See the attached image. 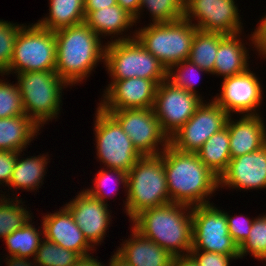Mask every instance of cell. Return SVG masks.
Wrapping results in <instances>:
<instances>
[{"instance_id":"6da1fadb","label":"cell","mask_w":266,"mask_h":266,"mask_svg":"<svg viewBox=\"0 0 266 266\" xmlns=\"http://www.w3.org/2000/svg\"><path fill=\"white\" fill-rule=\"evenodd\" d=\"M170 202L199 206L219 187L216 176L196 153L182 152L170 144L162 152Z\"/></svg>"},{"instance_id":"7a4b0ae2","label":"cell","mask_w":266,"mask_h":266,"mask_svg":"<svg viewBox=\"0 0 266 266\" xmlns=\"http://www.w3.org/2000/svg\"><path fill=\"white\" fill-rule=\"evenodd\" d=\"M55 37V72L68 85L82 82L97 62H105L106 45L85 22L56 30Z\"/></svg>"},{"instance_id":"3957f363","label":"cell","mask_w":266,"mask_h":266,"mask_svg":"<svg viewBox=\"0 0 266 266\" xmlns=\"http://www.w3.org/2000/svg\"><path fill=\"white\" fill-rule=\"evenodd\" d=\"M189 211L186 213L185 211ZM132 227L173 257L192 249V207L180 203L146 209L132 219ZM183 252V253H181Z\"/></svg>"},{"instance_id":"277c9868","label":"cell","mask_w":266,"mask_h":266,"mask_svg":"<svg viewBox=\"0 0 266 266\" xmlns=\"http://www.w3.org/2000/svg\"><path fill=\"white\" fill-rule=\"evenodd\" d=\"M125 212L132 220L146 209L170 203L162 153L141 156L127 173Z\"/></svg>"},{"instance_id":"5b68a950","label":"cell","mask_w":266,"mask_h":266,"mask_svg":"<svg viewBox=\"0 0 266 266\" xmlns=\"http://www.w3.org/2000/svg\"><path fill=\"white\" fill-rule=\"evenodd\" d=\"M133 37L108 41L105 66L113 80L144 78L160 84L167 79V69Z\"/></svg>"},{"instance_id":"8992f818","label":"cell","mask_w":266,"mask_h":266,"mask_svg":"<svg viewBox=\"0 0 266 266\" xmlns=\"http://www.w3.org/2000/svg\"><path fill=\"white\" fill-rule=\"evenodd\" d=\"M198 29L185 18L171 23H151L136 30L135 38L168 70L188 60Z\"/></svg>"},{"instance_id":"52a82bcc","label":"cell","mask_w":266,"mask_h":266,"mask_svg":"<svg viewBox=\"0 0 266 266\" xmlns=\"http://www.w3.org/2000/svg\"><path fill=\"white\" fill-rule=\"evenodd\" d=\"M17 80L24 112L29 118L39 127L48 119L57 118L62 103L61 91L68 84L55 70L18 73Z\"/></svg>"},{"instance_id":"ba28073f","label":"cell","mask_w":266,"mask_h":266,"mask_svg":"<svg viewBox=\"0 0 266 266\" xmlns=\"http://www.w3.org/2000/svg\"><path fill=\"white\" fill-rule=\"evenodd\" d=\"M56 69L55 31L37 23L23 26L15 40L13 58L6 75L13 72L47 71Z\"/></svg>"},{"instance_id":"9c48e42d","label":"cell","mask_w":266,"mask_h":266,"mask_svg":"<svg viewBox=\"0 0 266 266\" xmlns=\"http://www.w3.org/2000/svg\"><path fill=\"white\" fill-rule=\"evenodd\" d=\"M95 115L97 158L107 165V170L111 168L128 173L142 155L110 113L98 106Z\"/></svg>"},{"instance_id":"30bf717a","label":"cell","mask_w":266,"mask_h":266,"mask_svg":"<svg viewBox=\"0 0 266 266\" xmlns=\"http://www.w3.org/2000/svg\"><path fill=\"white\" fill-rule=\"evenodd\" d=\"M239 257V247L229 235L225 211L212 204L192 207V249Z\"/></svg>"},{"instance_id":"8fae6325","label":"cell","mask_w":266,"mask_h":266,"mask_svg":"<svg viewBox=\"0 0 266 266\" xmlns=\"http://www.w3.org/2000/svg\"><path fill=\"white\" fill-rule=\"evenodd\" d=\"M104 111L110 113L119 122L142 156L159 155L169 145V138L162 131L153 108ZM160 144L162 151H159Z\"/></svg>"},{"instance_id":"7c38bea8","label":"cell","mask_w":266,"mask_h":266,"mask_svg":"<svg viewBox=\"0 0 266 266\" xmlns=\"http://www.w3.org/2000/svg\"><path fill=\"white\" fill-rule=\"evenodd\" d=\"M229 114L214 100L201 103L189 120L169 138V144L182 152L196 153L215 133L226 127Z\"/></svg>"},{"instance_id":"4fadbf2b","label":"cell","mask_w":266,"mask_h":266,"mask_svg":"<svg viewBox=\"0 0 266 266\" xmlns=\"http://www.w3.org/2000/svg\"><path fill=\"white\" fill-rule=\"evenodd\" d=\"M202 97L176 87L167 79L157 85L153 110L162 131L170 138L195 113Z\"/></svg>"},{"instance_id":"5bb4252c","label":"cell","mask_w":266,"mask_h":266,"mask_svg":"<svg viewBox=\"0 0 266 266\" xmlns=\"http://www.w3.org/2000/svg\"><path fill=\"white\" fill-rule=\"evenodd\" d=\"M234 0H184V18L201 31L233 35L241 33L240 16Z\"/></svg>"},{"instance_id":"9a60e30c","label":"cell","mask_w":266,"mask_h":266,"mask_svg":"<svg viewBox=\"0 0 266 266\" xmlns=\"http://www.w3.org/2000/svg\"><path fill=\"white\" fill-rule=\"evenodd\" d=\"M249 68L238 75L223 78L221 95L214 101L230 116L231 113L257 115L256 108L261 105L263 91L260 81Z\"/></svg>"},{"instance_id":"2e32d148","label":"cell","mask_w":266,"mask_h":266,"mask_svg":"<svg viewBox=\"0 0 266 266\" xmlns=\"http://www.w3.org/2000/svg\"><path fill=\"white\" fill-rule=\"evenodd\" d=\"M99 107L103 110L153 108L157 83L144 78L111 80Z\"/></svg>"},{"instance_id":"e0dca14e","label":"cell","mask_w":266,"mask_h":266,"mask_svg":"<svg viewBox=\"0 0 266 266\" xmlns=\"http://www.w3.org/2000/svg\"><path fill=\"white\" fill-rule=\"evenodd\" d=\"M76 196L65 204V207L70 211L88 243L92 247L101 244L111 220L107 202H101L85 190Z\"/></svg>"},{"instance_id":"ac0fdd59","label":"cell","mask_w":266,"mask_h":266,"mask_svg":"<svg viewBox=\"0 0 266 266\" xmlns=\"http://www.w3.org/2000/svg\"><path fill=\"white\" fill-rule=\"evenodd\" d=\"M244 189L266 188V145L261 149L231 158L219 177V187Z\"/></svg>"},{"instance_id":"d6986e66","label":"cell","mask_w":266,"mask_h":266,"mask_svg":"<svg viewBox=\"0 0 266 266\" xmlns=\"http://www.w3.org/2000/svg\"><path fill=\"white\" fill-rule=\"evenodd\" d=\"M44 238L81 256L89 255L92 246L77 226L70 211L64 206L52 214L43 215Z\"/></svg>"},{"instance_id":"ffe728a7","label":"cell","mask_w":266,"mask_h":266,"mask_svg":"<svg viewBox=\"0 0 266 266\" xmlns=\"http://www.w3.org/2000/svg\"><path fill=\"white\" fill-rule=\"evenodd\" d=\"M226 127L229 131L231 158L255 152L266 145V128L259 114H245L237 122L229 116Z\"/></svg>"},{"instance_id":"44dd1931","label":"cell","mask_w":266,"mask_h":266,"mask_svg":"<svg viewBox=\"0 0 266 266\" xmlns=\"http://www.w3.org/2000/svg\"><path fill=\"white\" fill-rule=\"evenodd\" d=\"M131 228L132 238L123 242L116 251L121 258L130 266H171V254Z\"/></svg>"},{"instance_id":"7402d4cb","label":"cell","mask_w":266,"mask_h":266,"mask_svg":"<svg viewBox=\"0 0 266 266\" xmlns=\"http://www.w3.org/2000/svg\"><path fill=\"white\" fill-rule=\"evenodd\" d=\"M238 36L240 35H224L220 39L212 74L223 75L226 78L241 74L248 69L249 54Z\"/></svg>"},{"instance_id":"603a6c76","label":"cell","mask_w":266,"mask_h":266,"mask_svg":"<svg viewBox=\"0 0 266 266\" xmlns=\"http://www.w3.org/2000/svg\"><path fill=\"white\" fill-rule=\"evenodd\" d=\"M39 129L26 114L0 118V150L22 152Z\"/></svg>"},{"instance_id":"cb8c5ba5","label":"cell","mask_w":266,"mask_h":266,"mask_svg":"<svg viewBox=\"0 0 266 266\" xmlns=\"http://www.w3.org/2000/svg\"><path fill=\"white\" fill-rule=\"evenodd\" d=\"M84 12L85 23L98 36L119 35L135 23L134 17L118 4L109 8Z\"/></svg>"},{"instance_id":"d4e9b609","label":"cell","mask_w":266,"mask_h":266,"mask_svg":"<svg viewBox=\"0 0 266 266\" xmlns=\"http://www.w3.org/2000/svg\"><path fill=\"white\" fill-rule=\"evenodd\" d=\"M49 1V16L37 22L42 28L56 31L85 22L84 0Z\"/></svg>"},{"instance_id":"484cf974","label":"cell","mask_w":266,"mask_h":266,"mask_svg":"<svg viewBox=\"0 0 266 266\" xmlns=\"http://www.w3.org/2000/svg\"><path fill=\"white\" fill-rule=\"evenodd\" d=\"M228 128L213 134L196 152L203 164L220 177L231 160Z\"/></svg>"},{"instance_id":"4316f807","label":"cell","mask_w":266,"mask_h":266,"mask_svg":"<svg viewBox=\"0 0 266 266\" xmlns=\"http://www.w3.org/2000/svg\"><path fill=\"white\" fill-rule=\"evenodd\" d=\"M21 152H18L16 164L10 179L8 186L15 189L36 190V187L42 183L44 173H46L45 167L47 165V156H31L30 158L20 159Z\"/></svg>"},{"instance_id":"83f0119b","label":"cell","mask_w":266,"mask_h":266,"mask_svg":"<svg viewBox=\"0 0 266 266\" xmlns=\"http://www.w3.org/2000/svg\"><path fill=\"white\" fill-rule=\"evenodd\" d=\"M223 36L221 33L197 30L192 41L188 60L205 70V73L212 74L220 39Z\"/></svg>"},{"instance_id":"f1b7e54d","label":"cell","mask_w":266,"mask_h":266,"mask_svg":"<svg viewBox=\"0 0 266 266\" xmlns=\"http://www.w3.org/2000/svg\"><path fill=\"white\" fill-rule=\"evenodd\" d=\"M30 222L28 221L23 227L15 230L4 239L10 256L29 259L30 256L35 257L36 251L43 240L40 235L44 233V230L38 231Z\"/></svg>"},{"instance_id":"f546056e","label":"cell","mask_w":266,"mask_h":266,"mask_svg":"<svg viewBox=\"0 0 266 266\" xmlns=\"http://www.w3.org/2000/svg\"><path fill=\"white\" fill-rule=\"evenodd\" d=\"M4 197V198H2ZM9 199V200H8ZM0 198V238H6L15 230L23 227L31 219V214L24 208L22 200ZM16 202V203H15ZM22 203V205H20Z\"/></svg>"},{"instance_id":"4dcf8cb0","label":"cell","mask_w":266,"mask_h":266,"mask_svg":"<svg viewBox=\"0 0 266 266\" xmlns=\"http://www.w3.org/2000/svg\"><path fill=\"white\" fill-rule=\"evenodd\" d=\"M80 257L79 253L65 249L44 238L33 260L38 266H73Z\"/></svg>"},{"instance_id":"1f68e13d","label":"cell","mask_w":266,"mask_h":266,"mask_svg":"<svg viewBox=\"0 0 266 266\" xmlns=\"http://www.w3.org/2000/svg\"><path fill=\"white\" fill-rule=\"evenodd\" d=\"M146 7L153 23H171L184 18V0H141L140 11Z\"/></svg>"},{"instance_id":"d6a6232c","label":"cell","mask_w":266,"mask_h":266,"mask_svg":"<svg viewBox=\"0 0 266 266\" xmlns=\"http://www.w3.org/2000/svg\"><path fill=\"white\" fill-rule=\"evenodd\" d=\"M251 253L256 259H266V215L254 219L248 238L239 246V257Z\"/></svg>"},{"instance_id":"836d02e7","label":"cell","mask_w":266,"mask_h":266,"mask_svg":"<svg viewBox=\"0 0 266 266\" xmlns=\"http://www.w3.org/2000/svg\"><path fill=\"white\" fill-rule=\"evenodd\" d=\"M23 27L0 20V74L8 70L13 58L14 44L20 29Z\"/></svg>"},{"instance_id":"e575fe53","label":"cell","mask_w":266,"mask_h":266,"mask_svg":"<svg viewBox=\"0 0 266 266\" xmlns=\"http://www.w3.org/2000/svg\"><path fill=\"white\" fill-rule=\"evenodd\" d=\"M177 67V68H175ZM174 69H176L174 71ZM194 70L200 73V71L204 72L205 70H203L202 68L198 67L196 64L192 63L189 60H184L182 62H179L176 65L171 66L168 70H167V80L169 82H171L173 85H175L176 87H180L182 89H185L187 91H189L192 94L198 95L197 92L195 90V83L197 81L195 76H194ZM198 75V74H197ZM194 78V80L192 79ZM193 81V82H192Z\"/></svg>"},{"instance_id":"d590c367","label":"cell","mask_w":266,"mask_h":266,"mask_svg":"<svg viewBox=\"0 0 266 266\" xmlns=\"http://www.w3.org/2000/svg\"><path fill=\"white\" fill-rule=\"evenodd\" d=\"M25 114L18 85L0 79V118Z\"/></svg>"},{"instance_id":"8d00e7d4","label":"cell","mask_w":266,"mask_h":266,"mask_svg":"<svg viewBox=\"0 0 266 266\" xmlns=\"http://www.w3.org/2000/svg\"><path fill=\"white\" fill-rule=\"evenodd\" d=\"M113 174H115L114 177L116 178L112 177ZM112 180H114V183L116 181V184L118 183V185L122 183L123 187L124 186L127 187V173L121 170H116V169H111V168L110 170L107 171L105 170V168H103L97 173V176H95L94 187H91L92 189H86L85 191H87L91 196L105 203V201H107L106 198H108L107 197L108 193H105L106 191H104L103 188L109 187L110 183L112 184L111 182ZM117 190L118 188L111 189L110 191L107 190V191L109 192V195L110 194L112 195V193H115Z\"/></svg>"},{"instance_id":"74e56055","label":"cell","mask_w":266,"mask_h":266,"mask_svg":"<svg viewBox=\"0 0 266 266\" xmlns=\"http://www.w3.org/2000/svg\"><path fill=\"white\" fill-rule=\"evenodd\" d=\"M226 219L229 235L233 238L238 247L248 238L254 219L230 216L227 212Z\"/></svg>"},{"instance_id":"f35d334b","label":"cell","mask_w":266,"mask_h":266,"mask_svg":"<svg viewBox=\"0 0 266 266\" xmlns=\"http://www.w3.org/2000/svg\"><path fill=\"white\" fill-rule=\"evenodd\" d=\"M189 254L194 258L198 266H229L230 259H234L231 255L201 252V250H190Z\"/></svg>"},{"instance_id":"ab89813d","label":"cell","mask_w":266,"mask_h":266,"mask_svg":"<svg viewBox=\"0 0 266 266\" xmlns=\"http://www.w3.org/2000/svg\"><path fill=\"white\" fill-rule=\"evenodd\" d=\"M17 156L18 151L0 150V185H9Z\"/></svg>"},{"instance_id":"60d3db41","label":"cell","mask_w":266,"mask_h":266,"mask_svg":"<svg viewBox=\"0 0 266 266\" xmlns=\"http://www.w3.org/2000/svg\"><path fill=\"white\" fill-rule=\"evenodd\" d=\"M261 20L257 29L251 35V41L255 48H257V51L266 58V15Z\"/></svg>"},{"instance_id":"b9f144b4","label":"cell","mask_w":266,"mask_h":266,"mask_svg":"<svg viewBox=\"0 0 266 266\" xmlns=\"http://www.w3.org/2000/svg\"><path fill=\"white\" fill-rule=\"evenodd\" d=\"M117 4L134 17L135 23L140 17L141 0H117Z\"/></svg>"},{"instance_id":"7bdbcfd3","label":"cell","mask_w":266,"mask_h":266,"mask_svg":"<svg viewBox=\"0 0 266 266\" xmlns=\"http://www.w3.org/2000/svg\"><path fill=\"white\" fill-rule=\"evenodd\" d=\"M117 4V0H84V11H96Z\"/></svg>"},{"instance_id":"ee69618b","label":"cell","mask_w":266,"mask_h":266,"mask_svg":"<svg viewBox=\"0 0 266 266\" xmlns=\"http://www.w3.org/2000/svg\"><path fill=\"white\" fill-rule=\"evenodd\" d=\"M171 266H198V264L190 254H185L173 257Z\"/></svg>"},{"instance_id":"f6af8a7d","label":"cell","mask_w":266,"mask_h":266,"mask_svg":"<svg viewBox=\"0 0 266 266\" xmlns=\"http://www.w3.org/2000/svg\"><path fill=\"white\" fill-rule=\"evenodd\" d=\"M9 259H7L8 261L6 262L8 266H38L36 264V262L32 261L29 262L30 260L28 258L25 257H17V256H8ZM32 264V265H31Z\"/></svg>"},{"instance_id":"bcb514c9","label":"cell","mask_w":266,"mask_h":266,"mask_svg":"<svg viewBox=\"0 0 266 266\" xmlns=\"http://www.w3.org/2000/svg\"><path fill=\"white\" fill-rule=\"evenodd\" d=\"M73 266H105L98 259H94L92 256H81L80 259Z\"/></svg>"},{"instance_id":"7dc6e473","label":"cell","mask_w":266,"mask_h":266,"mask_svg":"<svg viewBox=\"0 0 266 266\" xmlns=\"http://www.w3.org/2000/svg\"><path fill=\"white\" fill-rule=\"evenodd\" d=\"M109 266H130V265L115 252L114 255L111 256Z\"/></svg>"}]
</instances>
